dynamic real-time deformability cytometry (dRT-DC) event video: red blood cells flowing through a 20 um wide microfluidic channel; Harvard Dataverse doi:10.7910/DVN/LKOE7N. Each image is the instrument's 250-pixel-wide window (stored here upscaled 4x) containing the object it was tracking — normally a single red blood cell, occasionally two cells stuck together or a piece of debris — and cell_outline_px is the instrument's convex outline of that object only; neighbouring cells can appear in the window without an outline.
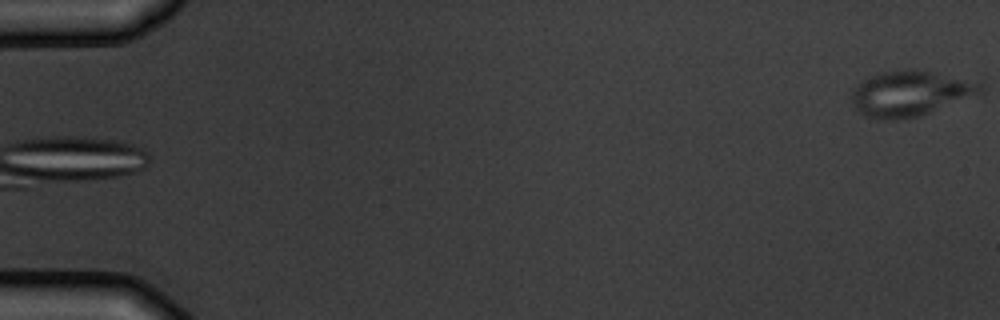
{"species": "common noctule bat (a hibernating species)", "species_latin": "Nyctalus noctula", "temperature_condition": "warm", "stored_images_in_passage": 6, "camera_frame_rate_fps": 3000, "um_per_image_px": 0.085, "animal": {"sex": "male", "body_mass_g": 19.5, "forearm_length_mm": 54.6}, "frame": {"image": 1, "passage_image": 6, "time_ms": 5.667, "image_size_px": [1000, 320], "cell_outline_px": [[984, 92], [928, 112], [916, 116], [900, 120], [876, 120], [864, 116], [856, 108], [852, 100], [852, 92], [856, 84], [880, 72], [908, 68], [912, 68], [984, 80]], "centroid_in_image_um": [77.44, 7.91], "position_along_channel_um": 7.6, "area_um2": 34.62}}